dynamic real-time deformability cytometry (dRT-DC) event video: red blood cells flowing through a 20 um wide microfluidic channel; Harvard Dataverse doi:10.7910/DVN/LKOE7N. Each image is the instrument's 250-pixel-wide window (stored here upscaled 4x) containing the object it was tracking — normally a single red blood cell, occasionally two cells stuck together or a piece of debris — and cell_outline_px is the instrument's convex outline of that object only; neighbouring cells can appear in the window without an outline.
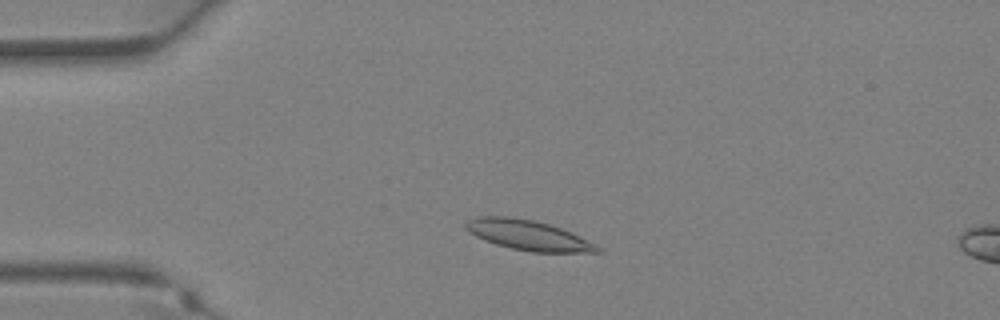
{"species": "Egyptian fruit bat (a non-hibernating species)", "species_latin": "Rousettus aegyptiacus", "temperature_condition": "warm", "stored_images_in_passage": 33, "camera_frame_rate_fps": 3000, "um_per_image_px": 0.085, "animal": {"sex": "female"}, "frame": {"image": 1, "passage_image": 5, "time_ms": 1.333, "image_size_px": [1000, 320], "cell_outline_px": [[604, 252], [532, 252], [512, 248], [496, 244], [476, 236], [468, 232], [464, 228], [464, 224], [468, 220], [480, 216], [508, 216], [532, 220], [548, 224], [560, 228], [596, 244]], "centroid_in_image_um": [44.86, 19.99], "position_along_channel_um": 40.1, "area_um2": 22.72}}
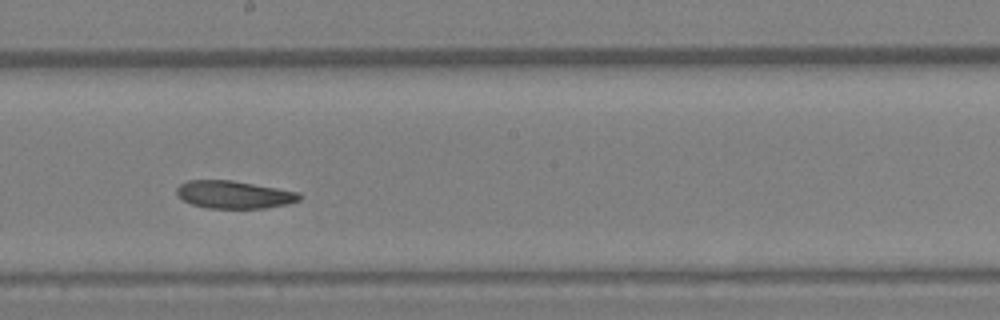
{"frame": {"image": 2, "passage_image": 17, "time_ms": 5.333, "image_size_px": [1000, 320], "cell_outline_px": [[300, 200], [288, 204], [264, 208], [208, 208], [192, 204], [184, 200], [176, 192], [176, 188], [180, 184], [188, 180], [232, 180], [300, 192]], "centroid_in_image_um": [19.9, 16.54], "position_along_channel_um": 228.3, "area_um2": 19.71}}
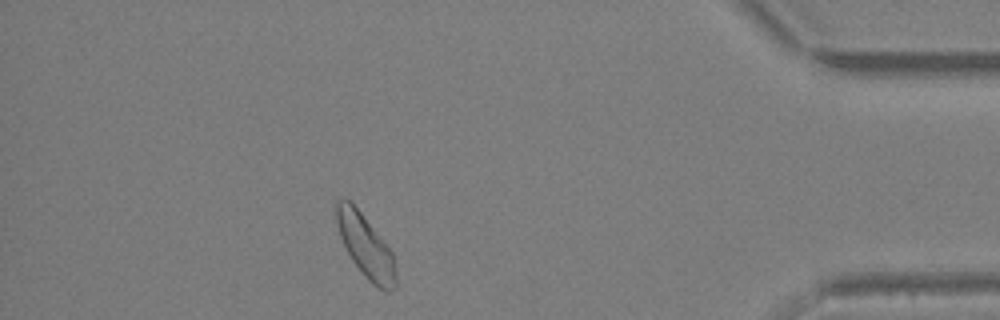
{"frame": {"image": 3, "passage_image": 29, "time_ms": 9.333, "image_size_px": [1000, 320], "cell_outline_px": [[396, 288], [388, 292], [384, 292], [376, 288], [364, 276], [352, 260], [340, 236], [336, 224], [332, 208], [336, 200], [348, 200], [360, 212], [392, 252], [396, 272]], "centroid_in_image_um": [31.05, 20.95], "position_along_channel_um": 404.1, "area_um2": 21.73}}